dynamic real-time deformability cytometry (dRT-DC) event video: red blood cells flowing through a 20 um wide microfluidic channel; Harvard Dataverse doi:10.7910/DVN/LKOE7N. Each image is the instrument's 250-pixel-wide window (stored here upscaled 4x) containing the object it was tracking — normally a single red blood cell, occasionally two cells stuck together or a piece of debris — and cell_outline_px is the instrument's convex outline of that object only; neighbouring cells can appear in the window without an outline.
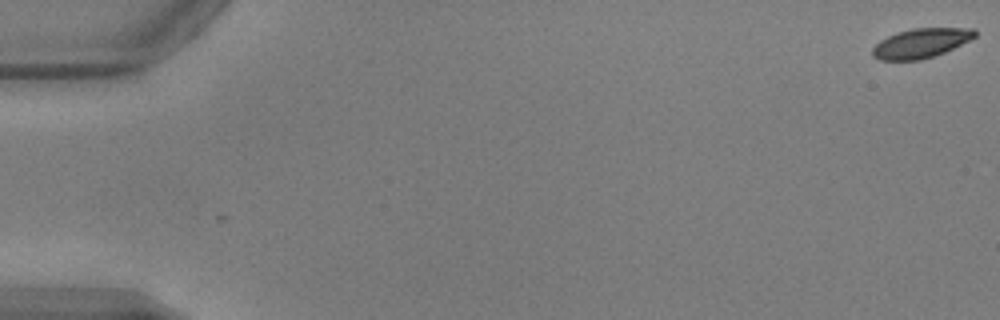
{"species": "common noctule bat (a hibernating species)", "species_latin": "Nyctalus noctula", "temperature_condition": "warm", "stored_images_in_passage": 54, "camera_frame_rate_fps": 3000, "um_per_image_px": 0.085, "animal": {"sex": "male", "body_mass_g": 17.9, "forearm_length_mm": 54.2}, "frame": {"image": 1, "passage_image": 1, "time_ms": 0.0, "image_size_px": [1000, 320], "cell_outline_px": [[976, 36], [944, 52], [920, 60], [880, 60], [872, 56], [872, 48], [880, 40], [896, 32], [912, 28], [976, 28]], "centroid_in_image_um": [78.24, 3.66], "position_along_channel_um": 6.8, "area_um2": 17.46}}
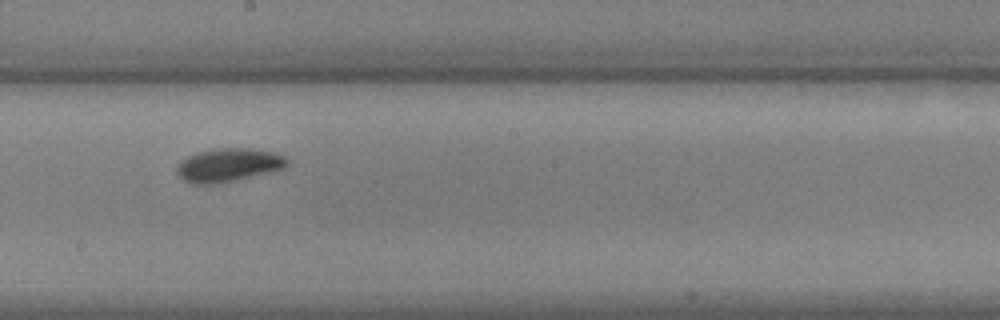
{"frame": {"image": 2, "passage_image": 31, "time_ms": 10.0, "image_size_px": [1000, 320], "cell_outline_px": [[288, 164], [284, 168], [272, 172], [236, 180], [212, 184], [192, 184], [184, 180], [176, 172], [176, 168], [188, 156], [196, 152], [220, 148], [252, 148], [276, 152], [284, 156], [288, 160]], "centroid_in_image_um": [19.46, 14.02], "position_along_channel_um": 228.7, "area_um2": 21.5}}
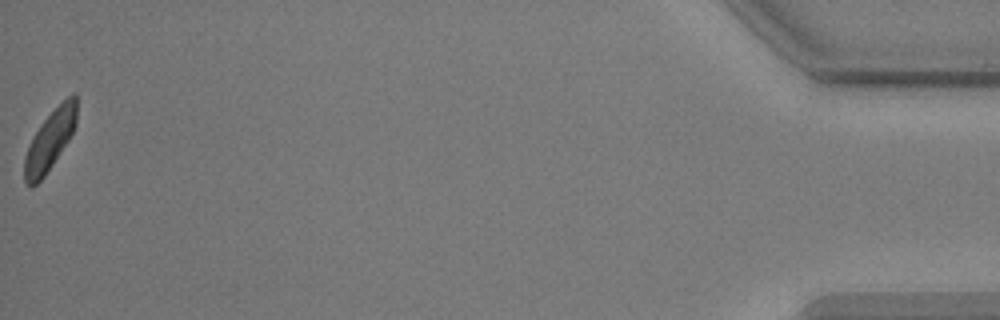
{"frame": {"image": 3, "passage_image": 54, "time_ms": 17.667, "image_size_px": [1000, 320], "cell_outline_px": [[76, 124], [68, 140], [44, 176], [32, 188], [24, 180], [24, 160], [32, 136], [44, 120], [72, 92], [76, 92]], "centroid_in_image_um": [4.23, 11.93], "position_along_channel_um": 431.0, "area_um2": 17.69}, "authors_computed_cell_mechanics": {"area_um2": 19.2763, "velocity_mm_per_s": 3.8384, "shape_relaxation_time_tau1_ms": 1.8953, "shape_relaxation_time_tau2_ms": 9.4112, "deformation_change_tau1": 0.1171, "deformation_change_tau2": 0.1411}}